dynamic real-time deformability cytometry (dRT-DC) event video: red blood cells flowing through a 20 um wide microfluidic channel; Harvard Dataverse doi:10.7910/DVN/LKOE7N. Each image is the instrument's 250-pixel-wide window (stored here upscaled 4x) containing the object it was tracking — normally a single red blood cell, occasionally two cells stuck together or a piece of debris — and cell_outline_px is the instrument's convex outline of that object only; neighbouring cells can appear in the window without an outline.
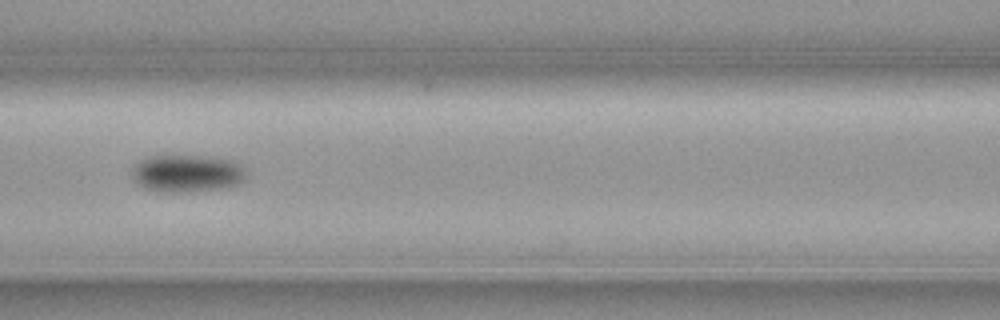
{"species": "common noctule bat (a hibernating species)", "species_latin": "Nyctalus noctula", "temperature_condition": "cold", "stored_images_in_passage": 5, "segment_of_instrument_passage": [1, 2], "camera_frame_rate_fps": 3000, "um_per_image_px": 0.085, "animal": {"sex": "female", "body_mass_g": 19.3, "forearm_length_mm": 54.1}, "frame": {"image": 1, "passage_image": 3, "time_ms": 0.667, "image_size_px": [1000, 320], "cell_outline_px": [[244, 176], [236, 184], [220, 188], [184, 192], [164, 192], [144, 188], [132, 176], [132, 168], [140, 160], [148, 156], [212, 156], [232, 160], [244, 168]], "centroid_in_image_um": [15.85, 14.72], "position_along_channel_um": 150.7, "area_um2": 24.51}}